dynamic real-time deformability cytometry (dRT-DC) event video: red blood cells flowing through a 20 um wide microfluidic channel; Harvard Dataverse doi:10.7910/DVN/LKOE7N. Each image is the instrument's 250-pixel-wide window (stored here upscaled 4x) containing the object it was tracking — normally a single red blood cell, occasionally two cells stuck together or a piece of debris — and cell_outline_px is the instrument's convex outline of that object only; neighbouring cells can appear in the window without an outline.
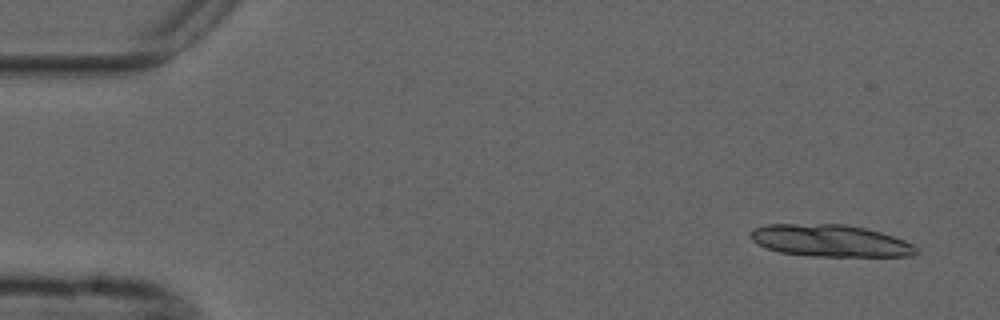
{"species": "common noctule bat (a hibernating species)", "species_latin": "Nyctalus noctula", "temperature_condition": "cold", "stored_images_in_passage": 6, "camera_frame_rate_fps": 3000, "um_per_image_px": 0.085, "animal": {"sex": "male", "forearm_length_mm": 52.5}, "frame": {"image": 1, "passage_image": 1, "time_ms": 0.0, "image_size_px": [1000, 320], "cell_outline_px": [[916, 252], [912, 256], [812, 256], [780, 252], [764, 248], [756, 244], [748, 236], [748, 232], [752, 228], [764, 224], [844, 224], [864, 228], [880, 232], [904, 240], [912, 244], [916, 248]], "centroid_in_image_um": [70.46, 20.45], "position_along_channel_um": 14.5, "area_um2": 31.04}}
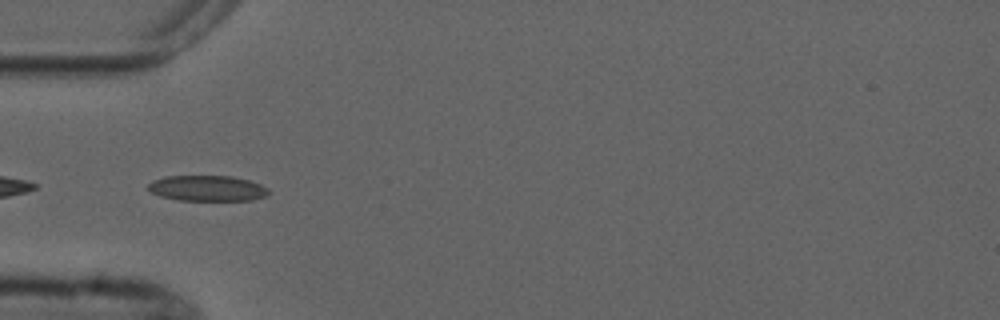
{"frame": {"image": 2, "passage_image": 5, "time_ms": 4.667, "image_size_px": [1000, 320], "cell_outline_px": [[268, 192], [264, 196], [252, 200], [180, 200], [160, 196], [152, 192], [148, 188], [148, 184], [152, 180], [164, 176], [232, 176], [248, 180], [260, 184], [268, 188]], "centroid_in_image_um": [17.59, 15.99], "position_along_channel_um": 67.4, "area_um2": 17.86}}
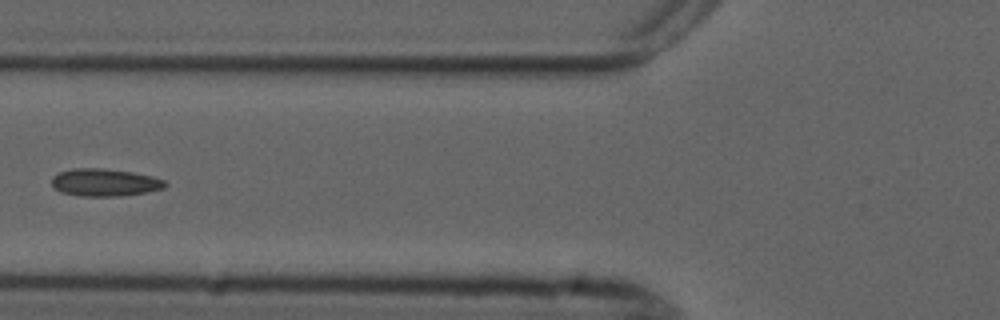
{"frame": {"image": 3, "passage_image": 6, "time_ms": 6.0, "image_size_px": [1000, 320], "cell_outline_px": [[168, 184], [164, 188], [148, 192], [116, 196], [80, 196], [60, 192], [52, 184], [52, 176], [60, 172], [72, 168], [100, 168], [132, 172], [152, 176], [164, 180]], "centroid_in_image_um": [8.9, 15.51], "position_along_channel_um": 116.9, "area_um2": 18.15}}